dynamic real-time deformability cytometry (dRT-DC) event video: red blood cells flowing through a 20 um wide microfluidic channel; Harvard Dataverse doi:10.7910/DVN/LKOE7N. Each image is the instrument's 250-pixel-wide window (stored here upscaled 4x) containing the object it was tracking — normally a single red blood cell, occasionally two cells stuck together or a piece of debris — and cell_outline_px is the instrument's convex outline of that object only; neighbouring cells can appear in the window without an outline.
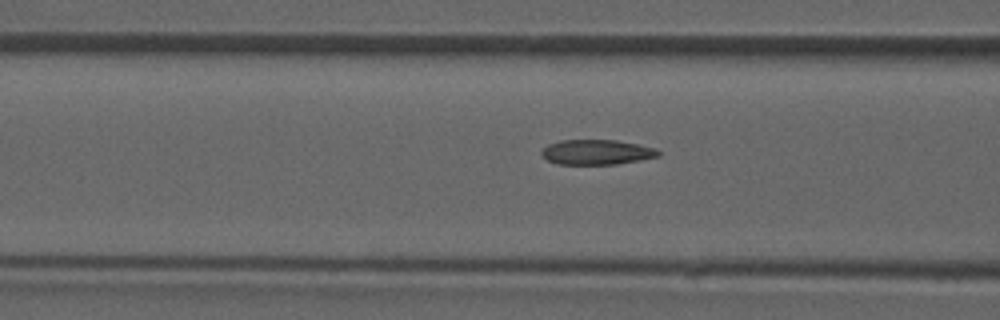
{"species": "common noctule bat (a hibernating species)", "species_latin": "Nyctalus noctula", "temperature_condition": "room temperature", "stored_images_in_passage": 8, "camera_frame_rate_fps": 3000, "um_per_image_px": 0.085, "animal": {"sex": "male", "forearm_length_mm": 52.5}, "frame": {"image": 1, "passage_image": 7, "time_ms": 7.667, "image_size_px": [1000, 320], "cell_outline_px": [[660, 156], [640, 160], [616, 164], [556, 164], [548, 160], [540, 152], [548, 144], [560, 140], [616, 140], [656, 148], [660, 152]], "centroid_in_image_um": [50.72, 12.93], "position_along_channel_um": 115.9, "area_um2": 16.94}}
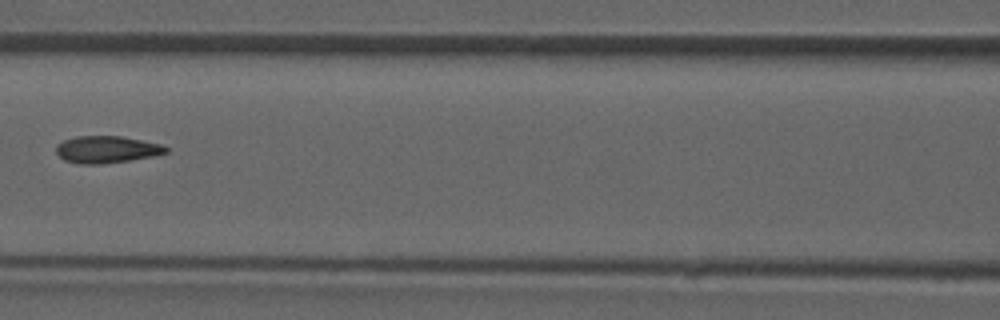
{"frame": {"image": 2, "passage_image": 8, "time_ms": 8.667, "image_size_px": [1000, 320], "cell_outline_px": [[168, 152], [152, 156], [128, 160], [100, 164], [80, 164], [64, 160], [56, 152], [56, 144], [64, 140], [76, 136], [120, 136], [160, 144], [168, 148]], "centroid_in_image_um": [9.03, 12.7], "position_along_channel_um": 157.6, "area_um2": 17.11}}